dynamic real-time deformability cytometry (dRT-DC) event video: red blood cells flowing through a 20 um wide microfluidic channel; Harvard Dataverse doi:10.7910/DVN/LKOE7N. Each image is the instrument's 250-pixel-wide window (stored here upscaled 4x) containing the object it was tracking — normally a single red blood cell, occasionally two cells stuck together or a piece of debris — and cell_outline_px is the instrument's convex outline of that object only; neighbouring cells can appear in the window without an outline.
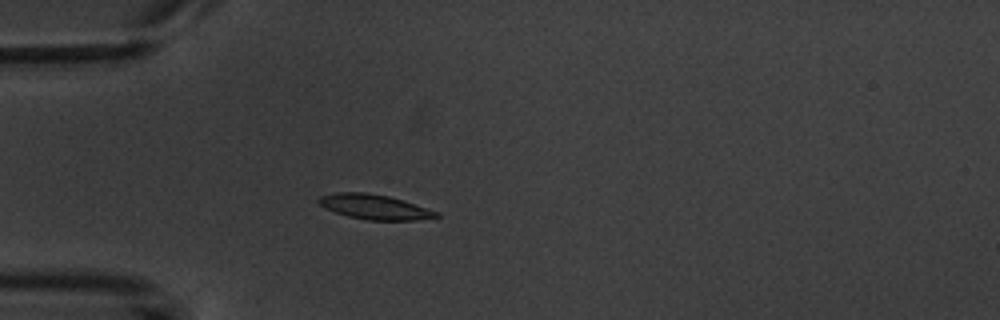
{"species": "common noctule bat (a hibernating species)", "species_latin": "Nyctalus noctula", "temperature_condition": "warm", "stored_images_in_passage": 4, "camera_frame_rate_fps": 3000, "um_per_image_px": 0.085, "animal": {"sex": "male", "body_mass_g": 20.1, "forearm_length_mm": 53.5}, "frame": {"image": 1, "passage_image": 4, "time_ms": 3.667, "image_size_px": [1000, 320], "cell_outline_px": [[440, 216], [416, 220], [364, 220], [348, 216], [336, 212], [320, 204], [316, 200], [320, 196], [336, 192], [368, 192], [388, 196], [404, 200], [440, 212]], "centroid_in_image_um": [31.87, 17.58], "position_along_channel_um": 53.1, "area_um2": 17.05}}